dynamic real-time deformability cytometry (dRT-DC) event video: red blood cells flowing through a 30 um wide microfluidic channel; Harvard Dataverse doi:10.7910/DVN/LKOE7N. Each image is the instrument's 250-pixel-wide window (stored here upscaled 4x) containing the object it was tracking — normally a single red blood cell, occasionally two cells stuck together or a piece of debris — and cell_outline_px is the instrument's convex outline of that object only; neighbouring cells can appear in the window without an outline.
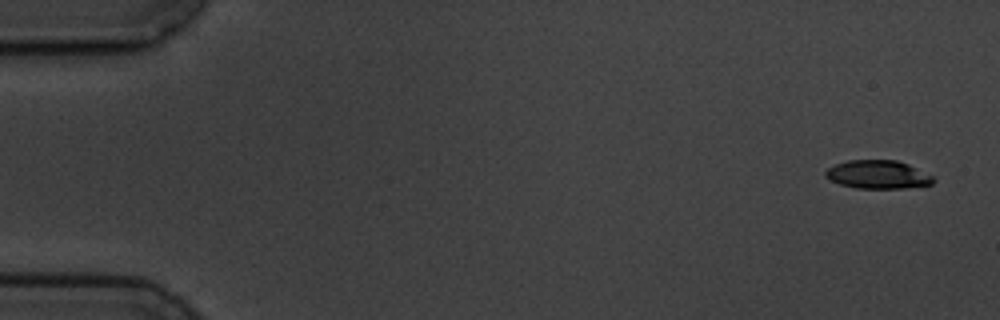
{"species": "common noctule bat (a hibernating species)", "species_latin": "Nyctalus noctula", "temperature_condition": "cold", "stored_images_in_passage": 4, "camera_frame_rate_fps": 3000, "um_per_image_px": 0.085, "animal": {"sex": "male", "body_mass_g": 19.5, "forearm_length_mm": 54.6}, "frame": {"image": 1, "passage_image": 1, "time_ms": 0.0, "image_size_px": [1000, 320], "cell_outline_px": [[936, 180], [932, 184], [904, 188], [856, 188], [840, 184], [824, 176], [824, 172], [828, 168], [836, 164], [848, 160], [896, 160], [908, 164], [932, 176]], "centroid_in_image_um": [74.61, 14.83], "position_along_channel_um": 10.4, "area_um2": 17.69}}
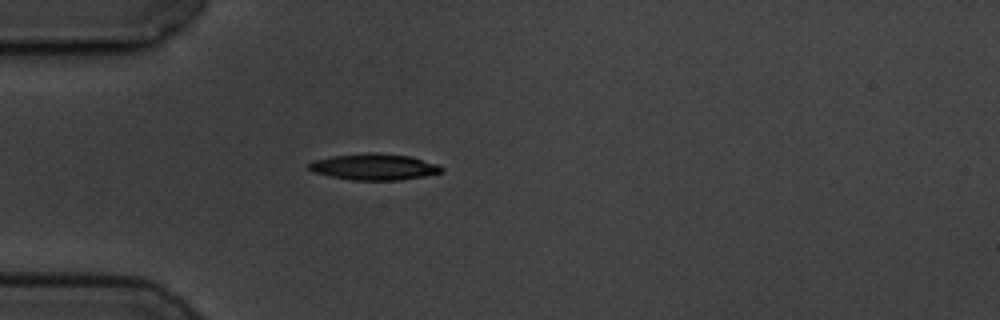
{"frame": {"image": 2, "passage_image": 4, "time_ms": 4.667, "image_size_px": [1000, 320], "cell_outline_px": [[444, 172], [424, 176], [400, 180], [352, 180], [312, 172], [308, 168], [308, 164], [312, 160], [332, 156], [368, 152], [376, 152], [408, 156], [440, 164], [444, 168]], "centroid_in_image_um": [31.82, 14.17], "position_along_channel_um": 53.2, "area_um2": 20.46}}